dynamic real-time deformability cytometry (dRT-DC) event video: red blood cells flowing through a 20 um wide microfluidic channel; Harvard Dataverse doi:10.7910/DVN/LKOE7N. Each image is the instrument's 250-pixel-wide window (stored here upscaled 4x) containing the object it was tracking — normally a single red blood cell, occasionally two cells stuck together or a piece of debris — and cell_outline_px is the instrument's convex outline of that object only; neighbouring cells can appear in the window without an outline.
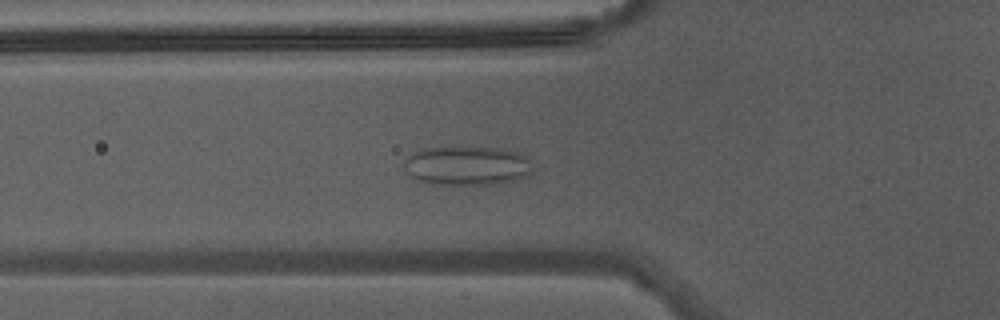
{"species": "Egyptian fruit bat (a non-hibernating species)", "species_latin": "Rousettus aegyptiacus", "temperature_condition": "warm", "stored_images_in_passage": 47, "camera_frame_rate_fps": 3000, "um_per_image_px": 0.085, "animal": {"sex": "male"}, "frame": {"image": 1, "passage_image": 18, "time_ms": 5.667, "image_size_px": [1000, 320], "cell_outline_px": [[532, 172], [528, 176], [520, 180], [488, 184], [432, 184], [416, 180], [404, 168], [404, 160], [412, 152], [420, 148], [508, 148], [524, 152], [532, 160]], "centroid_in_image_um": [39.78, 14.07], "position_along_channel_um": 86.0, "area_um2": 29.82}}
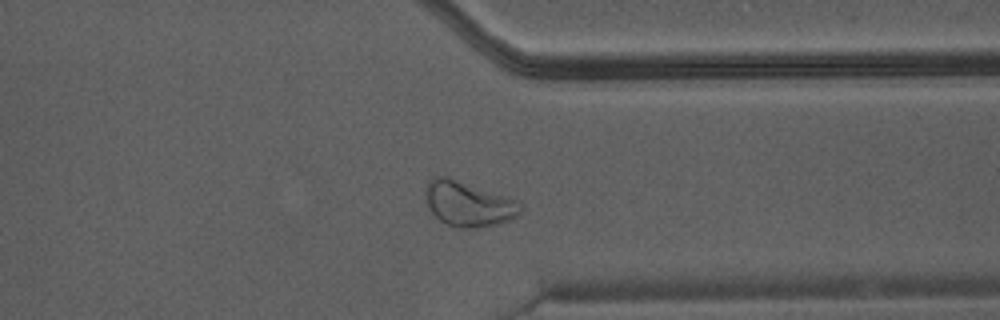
{"frame": {"image": 2, "passage_image": 37, "time_ms": 12.0, "image_size_px": [1000, 320], "cell_outline_px": [[520, 216], [484, 228], [456, 228], [440, 220], [428, 208], [424, 200], [424, 192], [432, 176], [448, 176], [516, 200], [520, 208]], "centroid_in_image_um": [39.76, 17.33], "position_along_channel_um": 371.6, "area_um2": 24.97}}
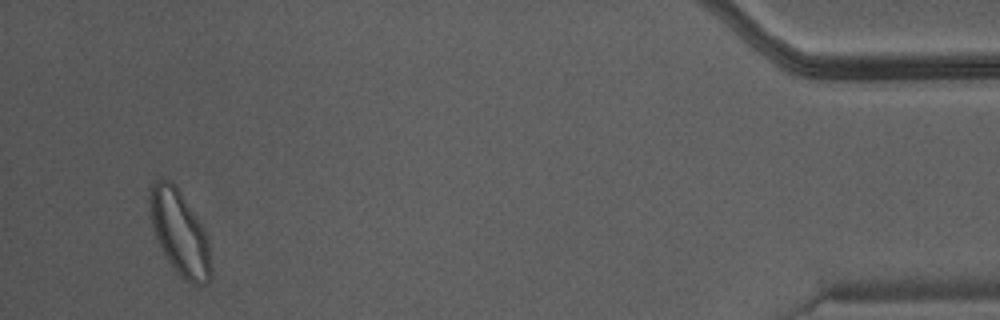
{"frame": {"image": 3, "passage_image": 45, "time_ms": 14.667, "image_size_px": [1000, 320], "cell_outline_px": [[212, 276], [204, 284], [192, 284], [184, 280], [172, 268], [164, 256], [160, 248], [148, 212], [148, 188], [160, 176], [172, 180], [176, 184], [200, 220], [208, 236], [212, 268]], "centroid_in_image_um": [15.25, 19.73], "position_along_channel_um": 419.9, "area_um2": 31.27}}